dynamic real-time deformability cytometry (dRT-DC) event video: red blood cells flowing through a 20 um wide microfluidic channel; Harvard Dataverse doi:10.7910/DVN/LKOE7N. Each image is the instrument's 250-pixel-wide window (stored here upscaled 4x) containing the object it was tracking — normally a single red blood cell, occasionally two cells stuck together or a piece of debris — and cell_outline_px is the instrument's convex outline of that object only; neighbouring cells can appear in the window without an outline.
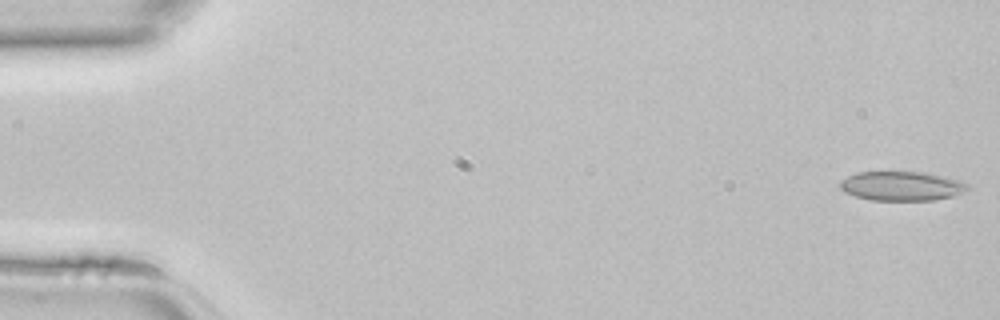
{"species": "common noctule bat (a hibernating species)", "species_latin": "Nyctalus noctula", "temperature_condition": "room temperature", "stored_images_in_passage": 45, "camera_frame_rate_fps": 3000, "um_per_image_px": 0.085, "animal": {"sex": "female", "body_mass_g": 22.7, "forearm_length_mm": 54.2}, "frame": {"image": 1, "passage_image": 1, "time_ms": 0.0, "image_size_px": [1000, 320], "cell_outline_px": [[968, 188], [964, 192], [952, 196], [932, 200], [868, 200], [844, 192], [840, 188], [840, 180], [856, 172], [924, 172], [956, 180], [968, 184]], "centroid_in_image_um": [76.58, 15.81], "position_along_channel_um": 8.4, "area_um2": 21.56}}
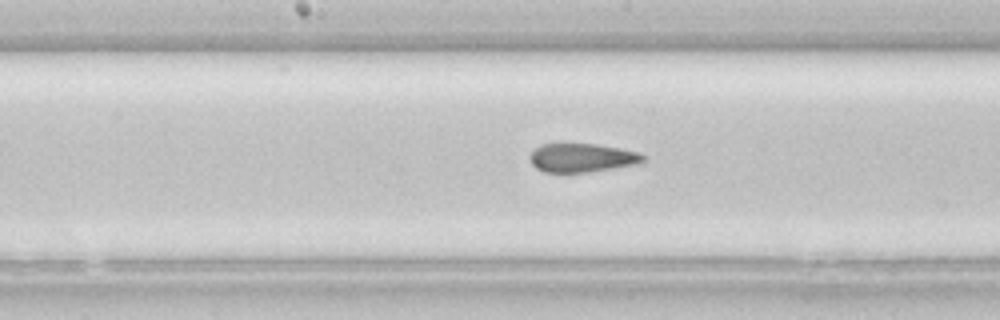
{"frame": {"image": 2, "passage_image": 23, "time_ms": 7.333, "image_size_px": [1000, 320], "cell_outline_px": [[648, 160], [640, 164], [588, 172], [544, 172], [536, 168], [532, 164], [528, 156], [540, 144], [596, 144], [620, 148], [640, 152], [648, 156]], "centroid_in_image_um": [49.55, 13.41], "position_along_channel_um": 198.7, "area_um2": 19.25}}
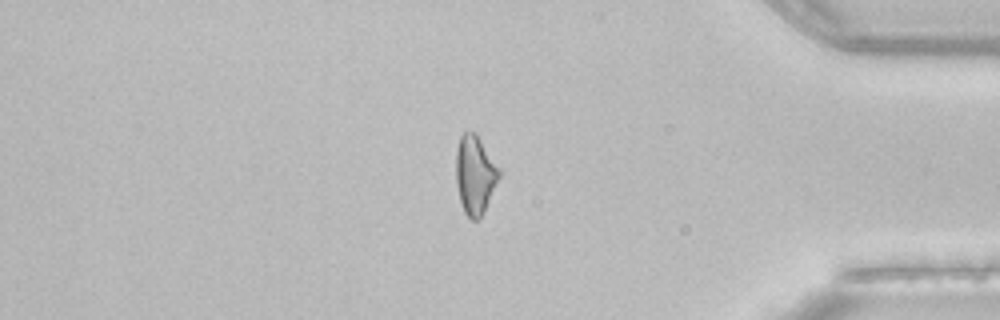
{"frame": {"image": 3, "passage_image": 38, "time_ms": 12.333, "image_size_px": [1000, 320], "cell_outline_px": [[500, 176], [484, 212], [476, 220], [472, 220], [464, 212], [460, 200], [456, 184], [456, 148], [460, 136], [464, 132], [476, 132], [500, 168]], "centroid_in_image_um": [40.37, 14.83], "position_along_channel_um": 394.8, "area_um2": 19.83}}